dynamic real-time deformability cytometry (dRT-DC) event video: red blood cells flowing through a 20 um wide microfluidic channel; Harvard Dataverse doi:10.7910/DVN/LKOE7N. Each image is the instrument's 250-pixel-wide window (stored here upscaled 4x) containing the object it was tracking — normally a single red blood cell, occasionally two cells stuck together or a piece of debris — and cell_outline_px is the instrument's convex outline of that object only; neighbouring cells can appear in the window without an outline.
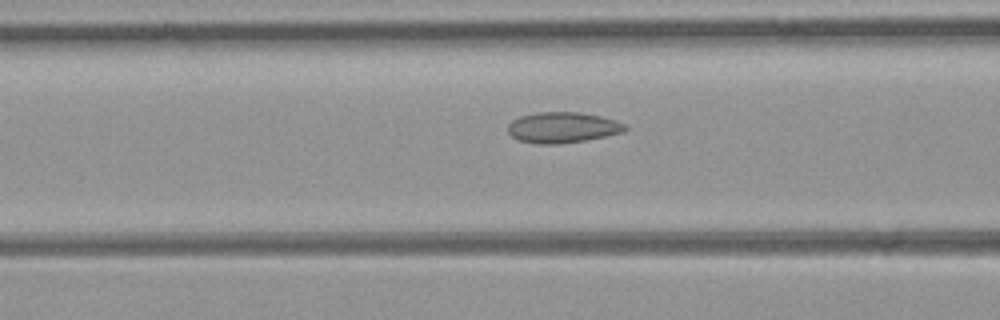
{"species": "common noctule bat (a hibernating species)", "species_latin": "Nyctalus noctula", "temperature_condition": "room temperature", "stored_images_in_passage": 28, "camera_frame_rate_fps": 3000, "um_per_image_px": 0.085, "animal": {"sex": "female", "body_mass_g": 21.9}, "frame": {"image": 1, "passage_image": 8, "time_ms": 2.333, "image_size_px": [1000, 320], "cell_outline_px": [[628, 128], [624, 132], [588, 140], [556, 144], [536, 144], [516, 140], [508, 132], [508, 124], [512, 120], [520, 116], [536, 112], [580, 112], [600, 116], [616, 120], [624, 124]], "centroid_in_image_um": [47.81, 10.84], "position_along_channel_um": 118.8, "area_um2": 21.21}}
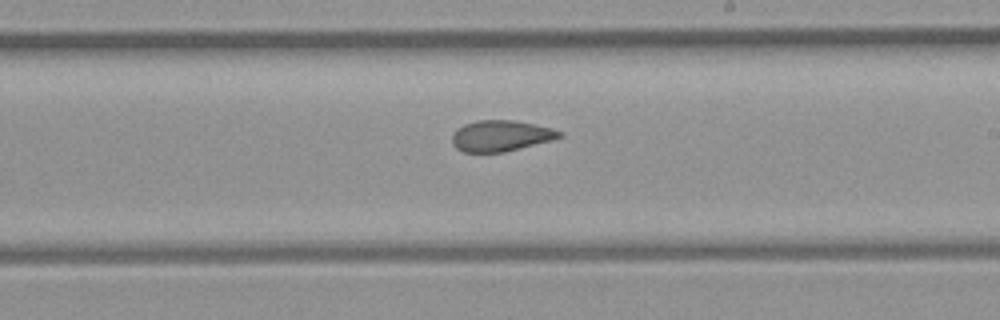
{"frame": {"image": 2, "passage_image": 17, "time_ms": 5.333, "image_size_px": [1000, 320], "cell_outline_px": [[564, 136], [552, 140], [504, 152], [464, 152], [456, 148], [452, 144], [452, 136], [456, 128], [464, 124], [476, 120], [512, 120], [552, 128], [564, 132]], "centroid_in_image_um": [42.56, 11.54], "position_along_channel_um": 246.4, "area_um2": 19.42}}
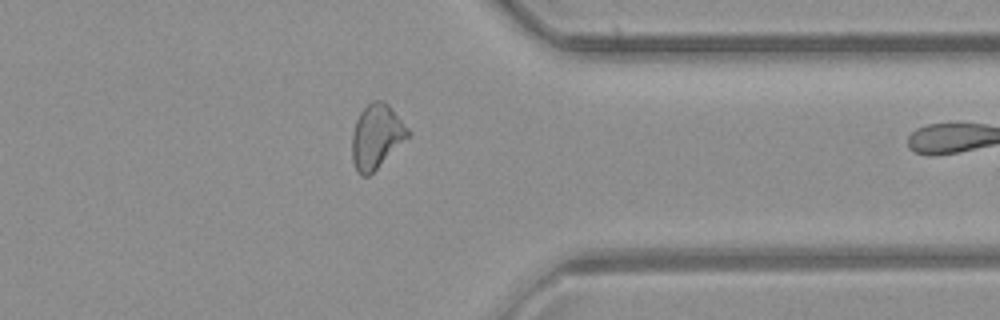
{"frame": {"image": 3, "passage_image": 27, "time_ms": 8.667, "image_size_px": [1000, 320], "cell_outline_px": [[412, 136], [368, 176], [360, 176], [356, 172], [352, 160], [352, 132], [356, 120], [360, 112], [372, 100], [384, 100], [388, 104], [412, 132]], "centroid_in_image_um": [32.02, 11.61], "position_along_channel_um": 379.4, "area_um2": 21.33}}